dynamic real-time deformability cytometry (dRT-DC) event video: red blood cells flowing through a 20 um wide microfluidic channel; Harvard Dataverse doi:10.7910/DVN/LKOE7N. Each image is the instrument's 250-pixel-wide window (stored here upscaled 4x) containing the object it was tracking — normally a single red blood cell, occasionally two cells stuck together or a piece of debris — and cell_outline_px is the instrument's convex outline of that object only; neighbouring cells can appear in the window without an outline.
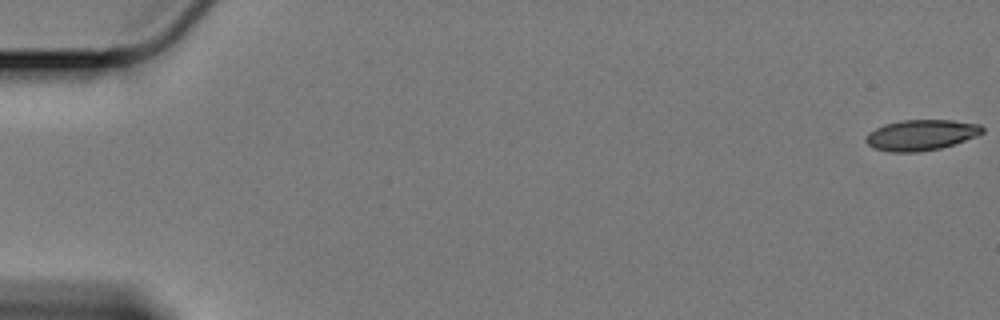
{"species": "Egyptian fruit bat (a non-hibernating species)", "species_latin": "Rousettus aegyptiacus", "temperature_condition": "cold", "stored_images_in_passage": 60, "camera_frame_rate_fps": 3000, "um_per_image_px": 0.085, "animal": {"sex": "female"}, "frame": {"image": 1, "passage_image": 1, "time_ms": 0.0, "image_size_px": [1000, 320], "cell_outline_px": [[984, 132], [976, 136], [940, 148], [916, 152], [892, 152], [876, 148], [868, 144], [864, 140], [868, 132], [884, 124], [900, 120], [952, 120], [980, 124], [984, 128]], "centroid_in_image_um": [78.28, 11.46], "position_along_channel_um": 6.7, "area_um2": 20.69}}
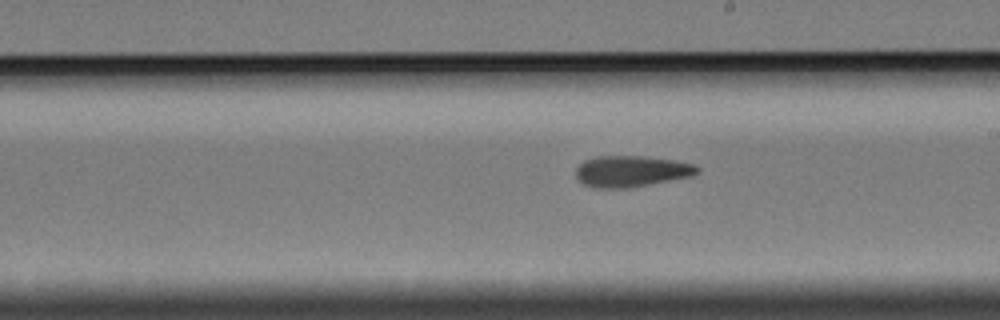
{"frame": {"image": 2, "passage_image": 35, "time_ms": 11.333, "image_size_px": [1000, 320], "cell_outline_px": [[700, 172], [692, 176], [624, 188], [596, 188], [584, 184], [576, 176], [576, 168], [584, 160], [596, 156], [648, 156], [676, 160], [696, 164], [700, 168]], "centroid_in_image_um": [53.69, 14.53], "position_along_channel_um": 235.3, "area_um2": 22.08}}
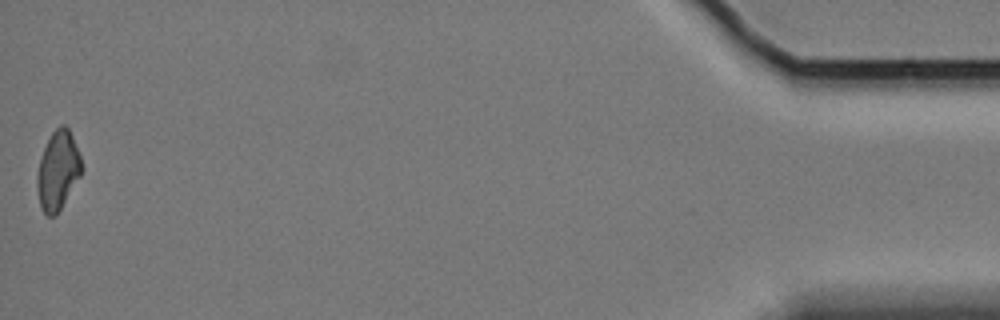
{"frame": {"image": 3, "passage_image": 60, "time_ms": 19.667, "image_size_px": [1000, 320], "cell_outline_px": [[84, 168], [80, 176], [56, 216], [48, 216], [44, 212], [40, 204], [36, 184], [36, 176], [40, 160], [44, 148], [52, 132], [60, 124], [64, 124], [68, 128], [72, 136], [80, 156]], "centroid_in_image_um": [4.92, 14.49], "position_along_channel_um": 430.3, "area_um2": 20.29}, "authors_computed_cell_mechanics": {"area_um2": 21.5594, "velocity_mm_per_s": 3.39, "shape_relaxation_time_tau1_ms": null, "shape_relaxation_time_tau2_ms": 7.9376, "deformation_change_tau1": null, "deformation_change_tau2": 0.1657}}